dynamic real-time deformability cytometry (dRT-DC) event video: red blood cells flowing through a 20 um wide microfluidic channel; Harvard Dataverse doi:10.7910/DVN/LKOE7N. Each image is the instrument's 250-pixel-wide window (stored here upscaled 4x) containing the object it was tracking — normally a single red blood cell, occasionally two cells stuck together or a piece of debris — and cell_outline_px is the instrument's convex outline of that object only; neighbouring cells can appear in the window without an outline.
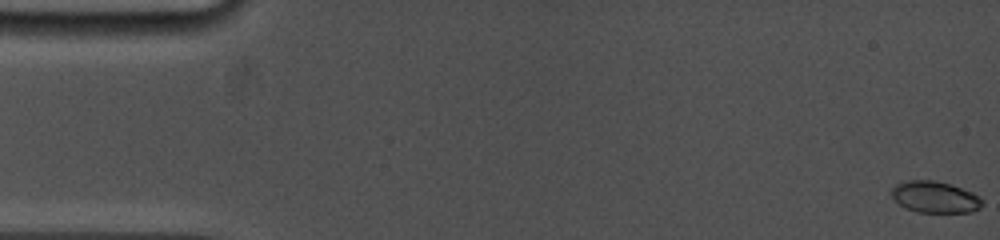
{"species": "common noctule bat (a hibernating species)", "species_latin": "Nyctalus noctula", "temperature_condition": "cold", "stored_images_in_passage": 21, "camera_frame_rate_fps": 5000, "um_per_image_px": 0.085, "animal": {"sex": "female", "body_mass_g": 19.0, "forearm_length_mm": 53.3}, "frame": {"image": 1, "passage_image": 1, "time_ms": 0.0, "image_size_px": [1000, 240], "cell_outline_px": [[984, 204], [980, 208], [972, 212], [916, 212], [904, 208], [892, 196], [892, 188], [896, 184], [908, 180], [936, 180], [972, 192], [980, 196], [984, 200]], "centroid_in_image_um": [79.5, 16.76], "position_along_channel_um": 5.5, "area_um2": 16.7}}
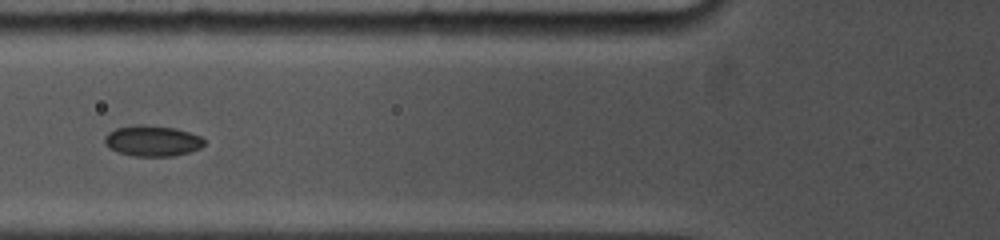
{"frame": {"image": 2, "passage_image": 13, "time_ms": 6.4, "image_size_px": [1000, 240], "cell_outline_px": [[204, 144], [200, 148], [188, 152], [172, 156], [132, 156], [108, 148], [104, 144], [104, 136], [108, 132], [116, 128], [136, 124], [144, 124], [176, 128], [200, 136], [204, 140]], "centroid_in_image_um": [12.91, 11.96], "position_along_channel_um": 112.9, "area_um2": 17.92}}
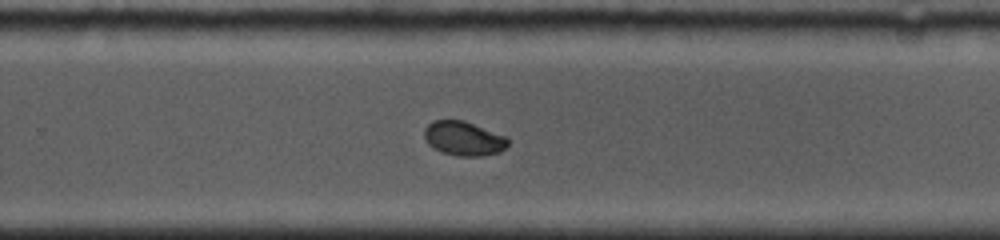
{"frame": {"image": 3, "passage_image": 21, "time_ms": 11.0, "image_size_px": [1000, 240], "cell_outline_px": [[508, 144], [500, 152], [480, 156], [456, 156], [440, 152], [432, 148], [424, 140], [424, 128], [432, 120], [464, 120], [508, 136]], "centroid_in_image_um": [39.39, 11.77], "position_along_channel_um": 290.4, "area_um2": 17.05}}